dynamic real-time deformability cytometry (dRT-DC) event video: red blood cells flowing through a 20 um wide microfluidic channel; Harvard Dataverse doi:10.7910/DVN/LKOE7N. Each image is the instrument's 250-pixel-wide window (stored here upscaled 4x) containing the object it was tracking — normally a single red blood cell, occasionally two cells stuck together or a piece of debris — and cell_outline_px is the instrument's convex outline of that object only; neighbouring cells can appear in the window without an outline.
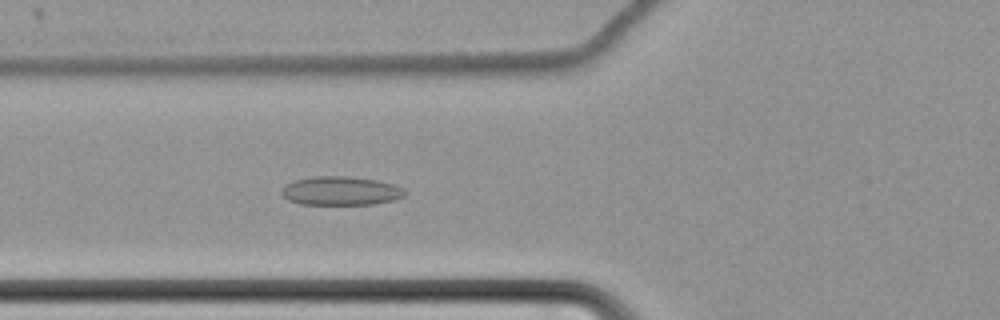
{"species": "common noctule bat (a hibernating species)", "species_latin": "Nyctalus noctula", "temperature_condition": "cold", "stored_images_in_passage": 66, "camera_frame_rate_fps": 3000, "um_per_image_px": 0.085, "animal": {"sex": "female", "body_mass_g": 22.7, "forearm_length_mm": 54.2}, "frame": {"image": 1, "passage_image": 29, "time_ms": 9.333, "image_size_px": [1000, 320], "cell_outline_px": [[404, 196], [396, 200], [372, 204], [300, 204], [288, 200], [280, 192], [288, 184], [296, 180], [312, 176], [348, 176], [376, 180], [392, 184], [404, 188]], "centroid_in_image_um": [28.98, 16.22], "position_along_channel_um": 96.8, "area_um2": 20.52}}
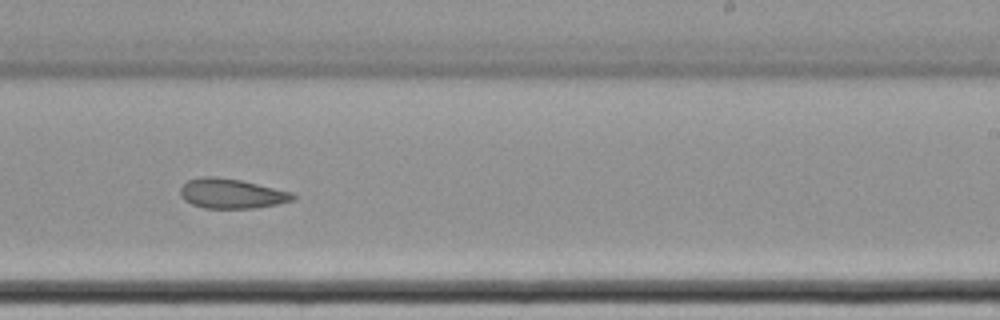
{"frame": {"image": 2, "passage_image": 44, "time_ms": 14.333, "image_size_px": [1000, 320], "cell_outline_px": [[296, 196], [292, 200], [276, 204], [252, 208], [204, 208], [192, 204], [184, 200], [180, 196], [180, 188], [188, 180], [200, 176], [212, 176], [240, 180], [292, 192]], "centroid_in_image_um": [19.63, 16.45], "position_along_channel_um": 269.4, "area_um2": 19.36}}
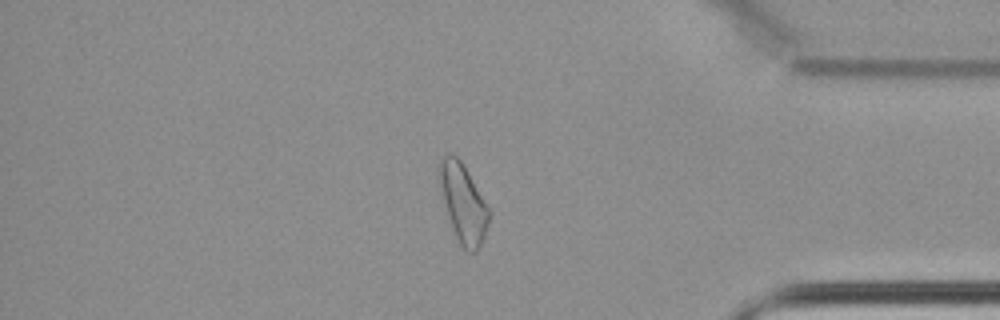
{"frame": {"image": 3, "passage_image": 57, "time_ms": 18.667, "image_size_px": [1000, 320], "cell_outline_px": [[488, 224], [484, 236], [476, 252], [468, 252], [460, 244], [452, 228], [448, 216], [436, 168], [444, 152], [452, 152], [460, 160], [468, 172], [488, 208]], "centroid_in_image_um": [39.32, 17.2], "position_along_channel_um": 395.9, "area_um2": 22.25}}